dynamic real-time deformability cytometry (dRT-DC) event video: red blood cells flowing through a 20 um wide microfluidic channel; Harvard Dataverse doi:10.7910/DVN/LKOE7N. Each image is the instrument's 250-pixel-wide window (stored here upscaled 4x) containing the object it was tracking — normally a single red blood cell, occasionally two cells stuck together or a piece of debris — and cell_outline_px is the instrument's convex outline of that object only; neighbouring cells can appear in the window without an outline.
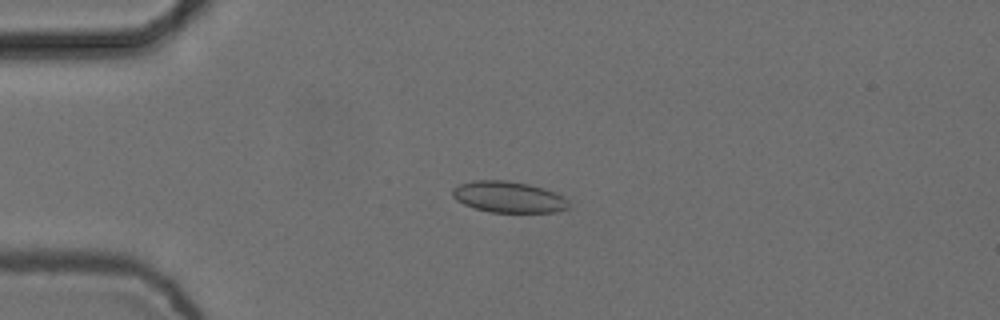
{"species": "common noctule bat (a hibernating species)", "species_latin": "Nyctalus noctula", "temperature_condition": "cold", "stored_images_in_passage": 4, "camera_frame_rate_fps": 3000, "um_per_image_px": 0.085, "animal": {"sex": "female", "body_mass_g": 24.6, "forearm_length_mm": 56.2}, "frame": {"image": 1, "passage_image": 4, "time_ms": 1.0, "image_size_px": [1000, 320], "cell_outline_px": [[568, 208], [556, 212], [488, 212], [464, 204], [456, 200], [452, 196], [452, 188], [460, 184], [472, 180], [504, 180], [528, 184], [544, 188], [564, 196], [568, 200]], "centroid_in_image_um": [43.21, 16.74], "position_along_channel_um": 41.8, "area_um2": 21.15}}